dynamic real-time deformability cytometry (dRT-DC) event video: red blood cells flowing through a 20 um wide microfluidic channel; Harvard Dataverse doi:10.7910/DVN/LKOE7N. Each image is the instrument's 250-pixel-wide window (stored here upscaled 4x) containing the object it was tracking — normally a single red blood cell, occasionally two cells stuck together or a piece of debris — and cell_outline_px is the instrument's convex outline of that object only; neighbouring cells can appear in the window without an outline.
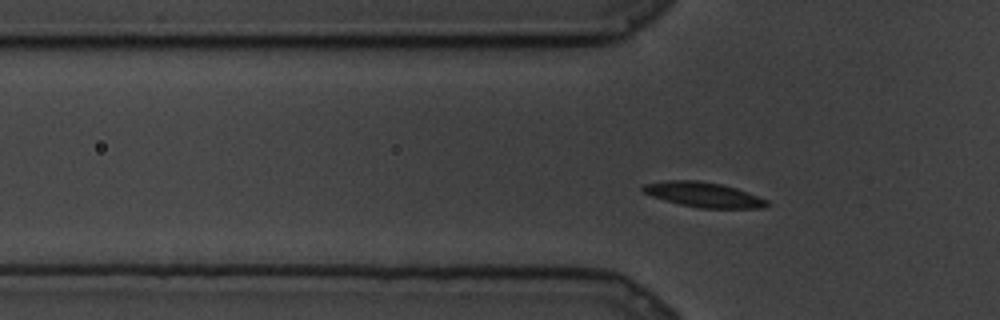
{"species": "common noctule bat (a hibernating species)", "species_latin": "Nyctalus noctula", "temperature_condition": "cold", "stored_images_in_passage": 77, "camera_frame_rate_fps": 3000, "um_per_image_px": 0.085, "animal": {"sex": "male", "body_mass_g": 19.5, "forearm_length_mm": 54.6}, "frame": {"image": 1, "passage_image": 16, "time_ms": 5.0, "image_size_px": [1000, 320], "cell_outline_px": [[772, 204], [764, 208], [700, 208], [680, 204], [652, 196], [644, 192], [640, 188], [644, 184], [668, 180], [696, 180], [720, 184], [736, 188], [748, 192], [768, 200]], "centroid_in_image_um": [59.84, 16.55], "position_along_channel_um": 66.0, "area_um2": 17.98}}
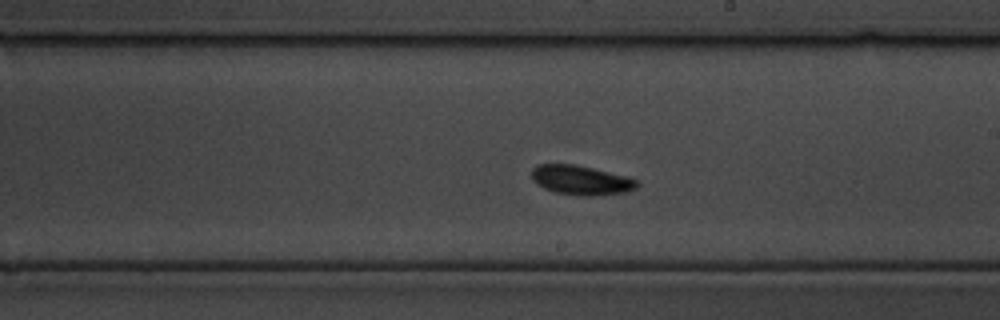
{"frame": {"image": 2, "passage_image": 39, "time_ms": 12.667, "image_size_px": [1000, 320], "cell_outline_px": [[640, 184], [636, 188], [628, 192], [592, 196], [580, 196], [556, 192], [544, 188], [536, 184], [532, 180], [532, 168], [536, 164], [576, 164], [628, 176], [640, 180]], "centroid_in_image_um": [49.43, 15.31], "position_along_channel_um": 239.6, "area_um2": 18.44}}
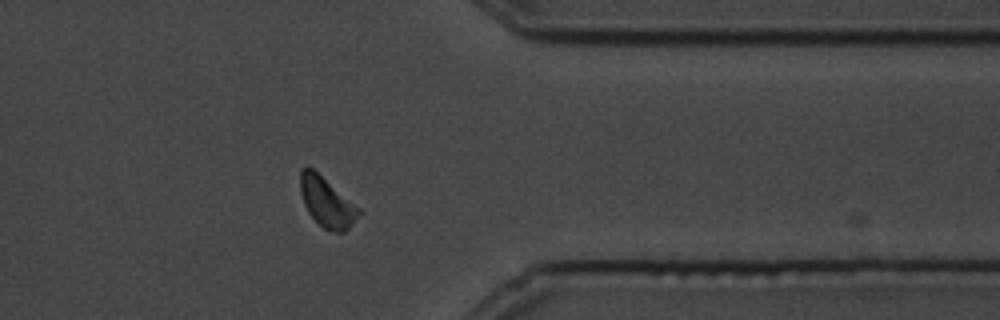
{"frame": {"image": 3, "passage_image": 59, "time_ms": 19.333, "image_size_px": [1000, 320], "cell_outline_px": [[360, 212], [352, 224], [344, 232], [336, 232], [324, 228], [308, 212], [304, 204], [300, 192], [300, 168], [308, 164], [360, 208]], "centroid_in_image_um": [27.74, 17.13], "position_along_channel_um": 383.7, "area_um2": 16.82}}